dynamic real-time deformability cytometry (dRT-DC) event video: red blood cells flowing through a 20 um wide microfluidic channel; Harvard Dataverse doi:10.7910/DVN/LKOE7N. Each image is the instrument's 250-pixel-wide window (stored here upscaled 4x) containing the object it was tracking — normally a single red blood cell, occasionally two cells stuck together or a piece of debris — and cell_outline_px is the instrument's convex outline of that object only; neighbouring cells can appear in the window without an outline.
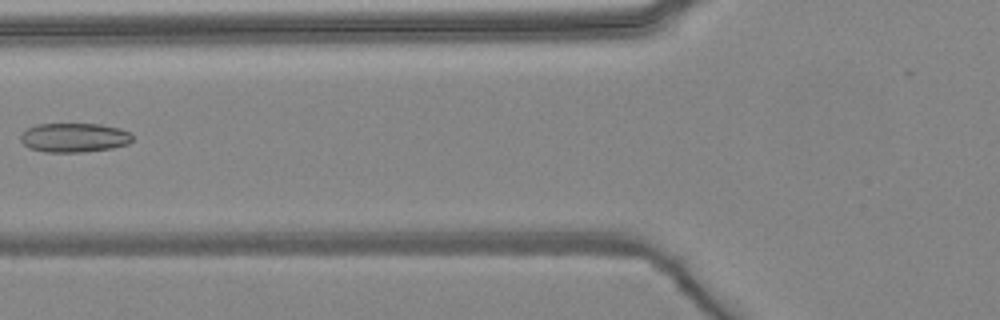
{"species": "common noctule bat (a hibernating species)", "species_latin": "Nyctalus noctula", "temperature_condition": "warm", "stored_images_in_passage": 5, "camera_frame_rate_fps": 3000, "um_per_image_px": 0.085, "animal": {"sex": "female", "body_mass_g": 24.6, "forearm_length_mm": 56.2}, "frame": {"image": 1, "passage_image": 5, "time_ms": 4.667, "image_size_px": [1000, 320], "cell_outline_px": [[132, 140], [128, 144], [112, 148], [80, 152], [44, 152], [28, 148], [20, 140], [20, 136], [28, 128], [36, 124], [100, 124], [120, 128], [128, 132], [132, 136]], "centroid_in_image_um": [6.29, 11.7], "position_along_channel_um": 119.5, "area_um2": 19.02}}